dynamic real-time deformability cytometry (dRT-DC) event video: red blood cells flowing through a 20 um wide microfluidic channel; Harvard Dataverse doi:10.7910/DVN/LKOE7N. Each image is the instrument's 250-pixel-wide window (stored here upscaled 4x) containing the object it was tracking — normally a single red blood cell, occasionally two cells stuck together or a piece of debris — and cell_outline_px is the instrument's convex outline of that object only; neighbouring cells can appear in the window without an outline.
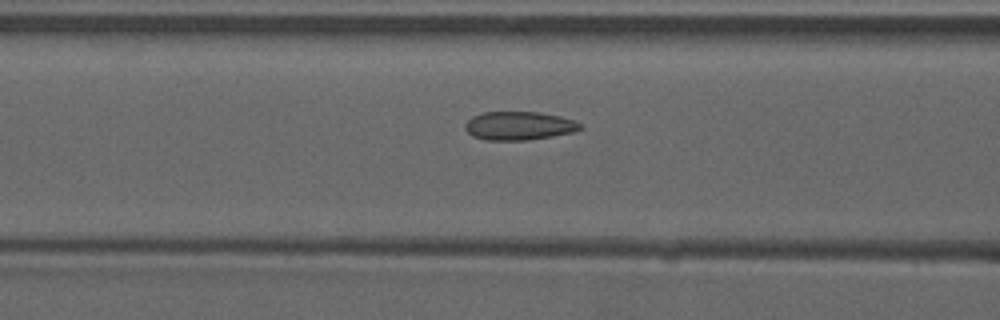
{"species": "common noctule bat (a hibernating species)", "species_latin": "Nyctalus noctula", "temperature_condition": "warm", "stored_images_in_passage": 9, "camera_frame_rate_fps": 3000, "um_per_image_px": 0.085, "animal": {"sex": "male", "forearm_length_mm": 52.5}, "frame": {"image": 1, "passage_image": 7, "time_ms": 2.0, "image_size_px": [1000, 320], "cell_outline_px": [[584, 128], [576, 132], [528, 140], [484, 140], [472, 136], [464, 128], [464, 124], [472, 116], [484, 112], [536, 112], [560, 116], [576, 120], [584, 124]], "centroid_in_image_um": [44.16, 10.69], "position_along_channel_um": 122.4, "area_um2": 19.42}}